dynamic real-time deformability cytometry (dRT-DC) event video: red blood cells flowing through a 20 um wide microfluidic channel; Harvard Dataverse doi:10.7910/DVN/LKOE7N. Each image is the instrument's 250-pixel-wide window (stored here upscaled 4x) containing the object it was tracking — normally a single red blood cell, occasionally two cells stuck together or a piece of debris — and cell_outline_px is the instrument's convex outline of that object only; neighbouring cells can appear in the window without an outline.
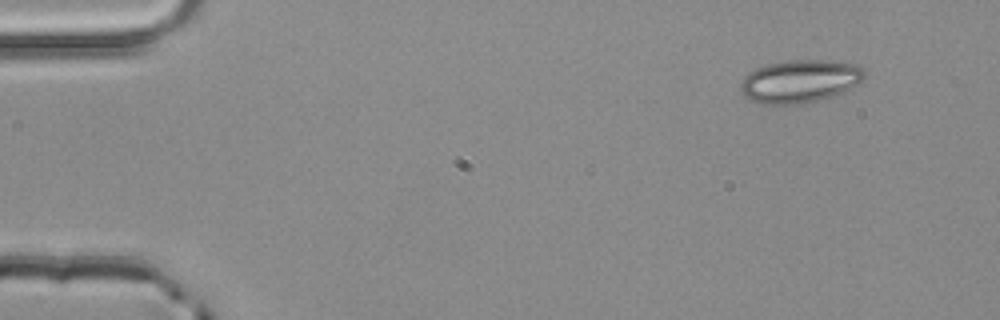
{"species": "common noctule bat (a hibernating species)", "species_latin": "Nyctalus noctula", "temperature_condition": "room temperature", "stored_images_in_passage": 3, "camera_frame_rate_fps": 3000, "um_per_image_px": 0.085, "animal": {"sex": "male", "body_mass_g": 20.4}, "frame": {"image": 1, "passage_image": 1, "time_ms": 0.0, "image_size_px": [1000, 320], "cell_outline_px": [[868, 76], [864, 80], [832, 96], [804, 104], [760, 104], [748, 100], [740, 92], [740, 80], [748, 72], [756, 68], [768, 64], [788, 60], [836, 60], [856, 64], [864, 68]], "centroid_in_image_um": [67.98, 6.9], "position_along_channel_um": 17.0, "area_um2": 31.5}}